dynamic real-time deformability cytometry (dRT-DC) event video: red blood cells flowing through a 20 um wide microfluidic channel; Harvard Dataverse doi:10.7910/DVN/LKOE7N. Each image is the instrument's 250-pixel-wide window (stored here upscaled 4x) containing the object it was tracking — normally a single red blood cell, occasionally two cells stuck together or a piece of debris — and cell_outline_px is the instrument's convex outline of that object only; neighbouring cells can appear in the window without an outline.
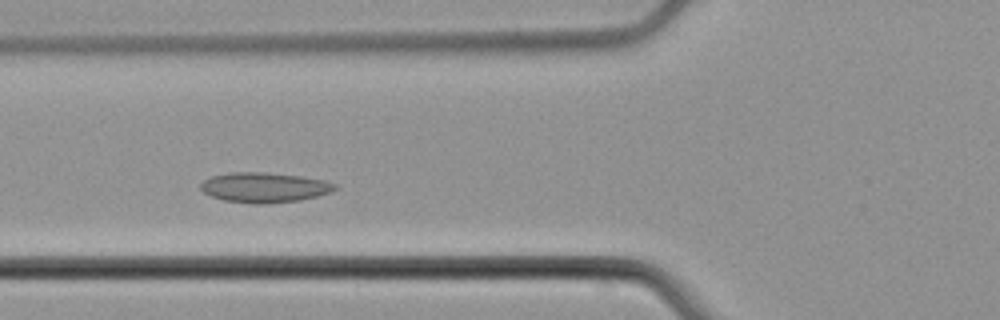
{"species": "common noctule bat (a hibernating species)", "species_latin": "Nyctalus noctula", "temperature_condition": "cold", "stored_images_in_passage": 7, "camera_frame_rate_fps": 3000, "um_per_image_px": 0.085, "animal": {"sex": "male", "body_mass_g": 21.5, "forearm_length_mm": 52.0}, "frame": {"image": 1, "passage_image": 4, "time_ms": 3.667, "image_size_px": [1000, 320], "cell_outline_px": [[340, 188], [332, 192], [300, 200], [268, 204], [252, 204], [224, 200], [212, 196], [204, 192], [200, 188], [200, 184], [204, 180], [212, 176], [228, 172], [264, 172], [300, 176], [324, 180], [336, 184]], "centroid_in_image_um": [22.49, 15.93], "position_along_channel_um": 103.3, "area_um2": 23.64}}
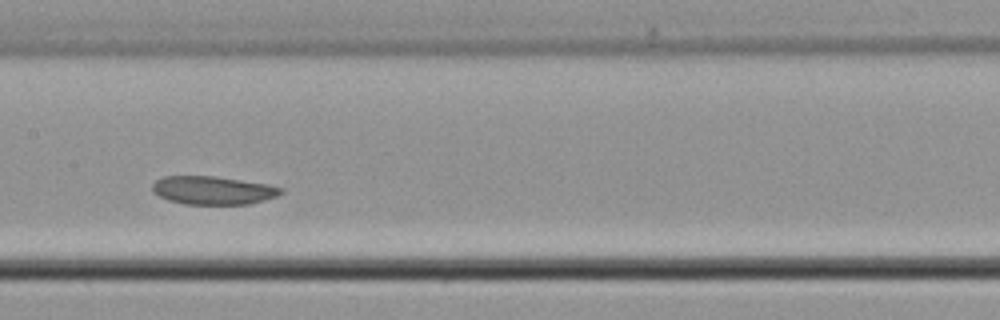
{"frame": {"image": 2, "passage_image": 6, "time_ms": 6.0, "image_size_px": [1000, 320], "cell_outline_px": [[284, 192], [276, 196], [264, 200], [248, 204], [184, 204], [168, 200], [152, 192], [152, 184], [156, 180], [164, 176], [216, 176], [268, 184], [284, 188]], "centroid_in_image_um": [18.1, 16.17], "position_along_channel_um": 189.3, "area_um2": 21.27}}
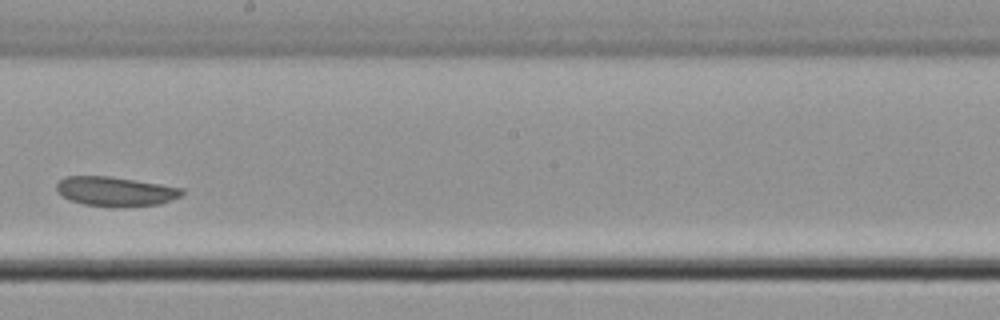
{"frame": {"image": 3, "passage_image": 7, "time_ms": 7.333, "image_size_px": [1000, 320], "cell_outline_px": [[184, 192], [180, 196], [160, 204], [116, 208], [112, 208], [84, 204], [68, 200], [56, 192], [56, 184], [64, 176], [112, 176], [184, 188]], "centroid_in_image_um": [9.78, 16.28], "position_along_channel_um": 238.4, "area_um2": 21.91}}